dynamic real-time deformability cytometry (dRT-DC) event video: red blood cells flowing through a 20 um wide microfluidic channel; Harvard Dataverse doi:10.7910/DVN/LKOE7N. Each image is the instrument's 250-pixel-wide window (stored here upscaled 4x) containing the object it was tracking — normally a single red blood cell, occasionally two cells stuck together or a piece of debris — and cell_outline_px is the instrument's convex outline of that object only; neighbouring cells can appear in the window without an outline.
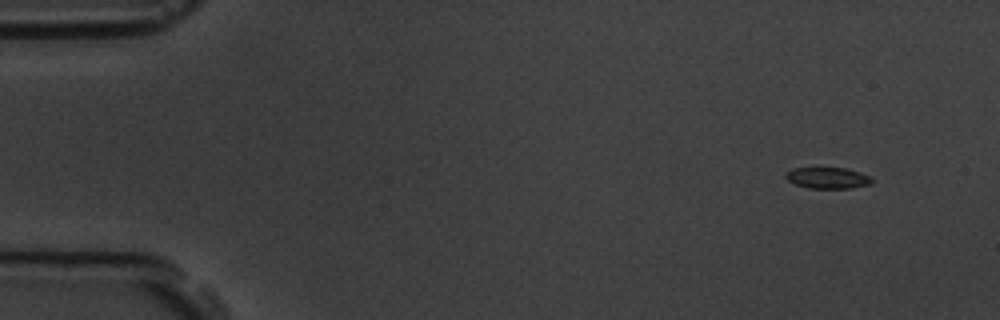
{"species": "common noctule bat (a hibernating species)", "species_latin": "Nyctalus noctula", "temperature_condition": "room temperature", "stored_images_in_passage": 5, "camera_frame_rate_fps": 3000, "um_per_image_px": 0.085, "animal": {"sex": "male", "body_mass_g": 19.5, "forearm_length_mm": 54.6}, "frame": {"image": 1, "passage_image": 1, "time_ms": 0.0, "image_size_px": [1000, 320], "cell_outline_px": [[876, 180], [872, 184], [852, 188], [808, 188], [796, 184], [788, 180], [784, 176], [792, 168], [844, 168], [860, 172], [872, 176]], "centroid_in_image_um": [70.44, 15.13], "position_along_channel_um": 14.6, "area_um2": 10.75}}